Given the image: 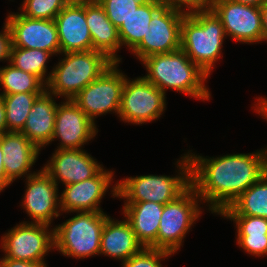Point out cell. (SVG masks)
Here are the masks:
<instances>
[{
  "instance_id": "6da1fadb",
  "label": "cell",
  "mask_w": 267,
  "mask_h": 267,
  "mask_svg": "<svg viewBox=\"0 0 267 267\" xmlns=\"http://www.w3.org/2000/svg\"><path fill=\"white\" fill-rule=\"evenodd\" d=\"M191 186L209 213L219 215L267 172V147L252 153L216 157L187 150Z\"/></svg>"
},
{
  "instance_id": "7a4b0ae2",
  "label": "cell",
  "mask_w": 267,
  "mask_h": 267,
  "mask_svg": "<svg viewBox=\"0 0 267 267\" xmlns=\"http://www.w3.org/2000/svg\"><path fill=\"white\" fill-rule=\"evenodd\" d=\"M141 64L147 71L143 77L165 95L167 90L171 89L197 100L211 99V91L205 84L211 77L182 49L148 56L141 61Z\"/></svg>"
},
{
  "instance_id": "3957f363",
  "label": "cell",
  "mask_w": 267,
  "mask_h": 267,
  "mask_svg": "<svg viewBox=\"0 0 267 267\" xmlns=\"http://www.w3.org/2000/svg\"><path fill=\"white\" fill-rule=\"evenodd\" d=\"M227 39L221 20L212 10L185 14L181 24V49L210 77L223 57Z\"/></svg>"
},
{
  "instance_id": "277c9868",
  "label": "cell",
  "mask_w": 267,
  "mask_h": 267,
  "mask_svg": "<svg viewBox=\"0 0 267 267\" xmlns=\"http://www.w3.org/2000/svg\"><path fill=\"white\" fill-rule=\"evenodd\" d=\"M177 174L140 175L117 180V197L124 204L135 202H155L167 204L182 195L191 186V166L189 156L183 153L176 164Z\"/></svg>"
},
{
  "instance_id": "5b68a950",
  "label": "cell",
  "mask_w": 267,
  "mask_h": 267,
  "mask_svg": "<svg viewBox=\"0 0 267 267\" xmlns=\"http://www.w3.org/2000/svg\"><path fill=\"white\" fill-rule=\"evenodd\" d=\"M63 58L48 72L46 90L63 100H72L89 83L96 80L114 62L104 53L88 50L60 53Z\"/></svg>"
},
{
  "instance_id": "8992f818",
  "label": "cell",
  "mask_w": 267,
  "mask_h": 267,
  "mask_svg": "<svg viewBox=\"0 0 267 267\" xmlns=\"http://www.w3.org/2000/svg\"><path fill=\"white\" fill-rule=\"evenodd\" d=\"M54 227V250L62 256L84 259L100 255V241L105 220V212H75Z\"/></svg>"
},
{
  "instance_id": "52a82bcc",
  "label": "cell",
  "mask_w": 267,
  "mask_h": 267,
  "mask_svg": "<svg viewBox=\"0 0 267 267\" xmlns=\"http://www.w3.org/2000/svg\"><path fill=\"white\" fill-rule=\"evenodd\" d=\"M202 201L190 186L177 199L164 205L157 235V249L173 254L183 247L184 238L203 213ZM202 208V209H201Z\"/></svg>"
},
{
  "instance_id": "ba28073f",
  "label": "cell",
  "mask_w": 267,
  "mask_h": 267,
  "mask_svg": "<svg viewBox=\"0 0 267 267\" xmlns=\"http://www.w3.org/2000/svg\"><path fill=\"white\" fill-rule=\"evenodd\" d=\"M130 79L125 78L119 120L133 125L156 122L167 108L166 95L143 75Z\"/></svg>"
},
{
  "instance_id": "9c48e42d",
  "label": "cell",
  "mask_w": 267,
  "mask_h": 267,
  "mask_svg": "<svg viewBox=\"0 0 267 267\" xmlns=\"http://www.w3.org/2000/svg\"><path fill=\"white\" fill-rule=\"evenodd\" d=\"M114 62L96 80L89 83L72 100L94 122L108 113L118 117L126 74Z\"/></svg>"
},
{
  "instance_id": "30bf717a",
  "label": "cell",
  "mask_w": 267,
  "mask_h": 267,
  "mask_svg": "<svg viewBox=\"0 0 267 267\" xmlns=\"http://www.w3.org/2000/svg\"><path fill=\"white\" fill-rule=\"evenodd\" d=\"M42 223L20 222L1 236L2 258L46 262L54 251V227Z\"/></svg>"
},
{
  "instance_id": "8fae6325",
  "label": "cell",
  "mask_w": 267,
  "mask_h": 267,
  "mask_svg": "<svg viewBox=\"0 0 267 267\" xmlns=\"http://www.w3.org/2000/svg\"><path fill=\"white\" fill-rule=\"evenodd\" d=\"M184 13L163 5L152 17L149 30L131 51L140 62L151 55L181 49V24Z\"/></svg>"
},
{
  "instance_id": "7c38bea8",
  "label": "cell",
  "mask_w": 267,
  "mask_h": 267,
  "mask_svg": "<svg viewBox=\"0 0 267 267\" xmlns=\"http://www.w3.org/2000/svg\"><path fill=\"white\" fill-rule=\"evenodd\" d=\"M114 171L104 167L92 178L81 182L65 185L60 194V211L74 212H104L101 207L103 197L109 192L112 198L117 197V183L114 181ZM112 186V187H111Z\"/></svg>"
},
{
  "instance_id": "4fadbf2b",
  "label": "cell",
  "mask_w": 267,
  "mask_h": 267,
  "mask_svg": "<svg viewBox=\"0 0 267 267\" xmlns=\"http://www.w3.org/2000/svg\"><path fill=\"white\" fill-rule=\"evenodd\" d=\"M211 10L221 20L225 34L242 44L263 43L261 7L232 0H214Z\"/></svg>"
},
{
  "instance_id": "5bb4252c",
  "label": "cell",
  "mask_w": 267,
  "mask_h": 267,
  "mask_svg": "<svg viewBox=\"0 0 267 267\" xmlns=\"http://www.w3.org/2000/svg\"><path fill=\"white\" fill-rule=\"evenodd\" d=\"M25 193L21 207L32 221L52 226L54 218L62 215L60 211L59 186L42 170L25 178ZM59 193V194H58Z\"/></svg>"
},
{
  "instance_id": "9a60e30c",
  "label": "cell",
  "mask_w": 267,
  "mask_h": 267,
  "mask_svg": "<svg viewBox=\"0 0 267 267\" xmlns=\"http://www.w3.org/2000/svg\"><path fill=\"white\" fill-rule=\"evenodd\" d=\"M97 134L96 123L73 100L59 102L51 140L59 141L55 149H83Z\"/></svg>"
},
{
  "instance_id": "2e32d148",
  "label": "cell",
  "mask_w": 267,
  "mask_h": 267,
  "mask_svg": "<svg viewBox=\"0 0 267 267\" xmlns=\"http://www.w3.org/2000/svg\"><path fill=\"white\" fill-rule=\"evenodd\" d=\"M5 21L11 31L12 46L45 50L53 56L61 53L54 20L33 19L19 12H10Z\"/></svg>"
},
{
  "instance_id": "e0dca14e",
  "label": "cell",
  "mask_w": 267,
  "mask_h": 267,
  "mask_svg": "<svg viewBox=\"0 0 267 267\" xmlns=\"http://www.w3.org/2000/svg\"><path fill=\"white\" fill-rule=\"evenodd\" d=\"M103 167L85 149H55L42 170L57 186H65L90 179Z\"/></svg>"
},
{
  "instance_id": "ac0fdd59",
  "label": "cell",
  "mask_w": 267,
  "mask_h": 267,
  "mask_svg": "<svg viewBox=\"0 0 267 267\" xmlns=\"http://www.w3.org/2000/svg\"><path fill=\"white\" fill-rule=\"evenodd\" d=\"M0 145L4 153L5 188L15 180L35 174L31 171L41 154V150L21 132H5L0 135Z\"/></svg>"
},
{
  "instance_id": "d6986e66",
  "label": "cell",
  "mask_w": 267,
  "mask_h": 267,
  "mask_svg": "<svg viewBox=\"0 0 267 267\" xmlns=\"http://www.w3.org/2000/svg\"><path fill=\"white\" fill-rule=\"evenodd\" d=\"M61 53L93 50L85 4L68 3L54 19Z\"/></svg>"
},
{
  "instance_id": "ffe728a7",
  "label": "cell",
  "mask_w": 267,
  "mask_h": 267,
  "mask_svg": "<svg viewBox=\"0 0 267 267\" xmlns=\"http://www.w3.org/2000/svg\"><path fill=\"white\" fill-rule=\"evenodd\" d=\"M55 95L45 90L34 101L28 114L23 133L40 150L51 144L54 133L57 105Z\"/></svg>"
},
{
  "instance_id": "44dd1931",
  "label": "cell",
  "mask_w": 267,
  "mask_h": 267,
  "mask_svg": "<svg viewBox=\"0 0 267 267\" xmlns=\"http://www.w3.org/2000/svg\"><path fill=\"white\" fill-rule=\"evenodd\" d=\"M85 17L93 50L104 53L113 62L122 63V57L117 55L122 49L118 28L108 19L98 1L85 4Z\"/></svg>"
},
{
  "instance_id": "7402d4cb",
  "label": "cell",
  "mask_w": 267,
  "mask_h": 267,
  "mask_svg": "<svg viewBox=\"0 0 267 267\" xmlns=\"http://www.w3.org/2000/svg\"><path fill=\"white\" fill-rule=\"evenodd\" d=\"M144 247L138 242L131 225L124 220L108 216L101 234L100 255L121 261L138 254Z\"/></svg>"
},
{
  "instance_id": "603a6c76",
  "label": "cell",
  "mask_w": 267,
  "mask_h": 267,
  "mask_svg": "<svg viewBox=\"0 0 267 267\" xmlns=\"http://www.w3.org/2000/svg\"><path fill=\"white\" fill-rule=\"evenodd\" d=\"M163 204L155 202H135L124 204L123 217L129 222L138 242L144 248L157 249V235Z\"/></svg>"
},
{
  "instance_id": "cb8c5ba5",
  "label": "cell",
  "mask_w": 267,
  "mask_h": 267,
  "mask_svg": "<svg viewBox=\"0 0 267 267\" xmlns=\"http://www.w3.org/2000/svg\"><path fill=\"white\" fill-rule=\"evenodd\" d=\"M236 228V243L241 250L254 257L267 256V218L257 216H221Z\"/></svg>"
},
{
  "instance_id": "d4e9b609",
  "label": "cell",
  "mask_w": 267,
  "mask_h": 267,
  "mask_svg": "<svg viewBox=\"0 0 267 267\" xmlns=\"http://www.w3.org/2000/svg\"><path fill=\"white\" fill-rule=\"evenodd\" d=\"M162 0H146L118 28L122 45L131 52L149 30L153 15L163 6Z\"/></svg>"
},
{
  "instance_id": "484cf974",
  "label": "cell",
  "mask_w": 267,
  "mask_h": 267,
  "mask_svg": "<svg viewBox=\"0 0 267 267\" xmlns=\"http://www.w3.org/2000/svg\"><path fill=\"white\" fill-rule=\"evenodd\" d=\"M219 215L267 218V172Z\"/></svg>"
},
{
  "instance_id": "4316f807",
  "label": "cell",
  "mask_w": 267,
  "mask_h": 267,
  "mask_svg": "<svg viewBox=\"0 0 267 267\" xmlns=\"http://www.w3.org/2000/svg\"><path fill=\"white\" fill-rule=\"evenodd\" d=\"M53 55L50 52L39 49H27L12 46L10 64L22 71L37 76L47 85L51 75L47 73V63Z\"/></svg>"
},
{
  "instance_id": "83f0119b",
  "label": "cell",
  "mask_w": 267,
  "mask_h": 267,
  "mask_svg": "<svg viewBox=\"0 0 267 267\" xmlns=\"http://www.w3.org/2000/svg\"><path fill=\"white\" fill-rule=\"evenodd\" d=\"M43 92L0 94L5 105L7 132H21L34 101Z\"/></svg>"
},
{
  "instance_id": "f1b7e54d",
  "label": "cell",
  "mask_w": 267,
  "mask_h": 267,
  "mask_svg": "<svg viewBox=\"0 0 267 267\" xmlns=\"http://www.w3.org/2000/svg\"><path fill=\"white\" fill-rule=\"evenodd\" d=\"M0 94L44 92L46 85L35 75L15 68L8 63L0 67Z\"/></svg>"
},
{
  "instance_id": "f546056e",
  "label": "cell",
  "mask_w": 267,
  "mask_h": 267,
  "mask_svg": "<svg viewBox=\"0 0 267 267\" xmlns=\"http://www.w3.org/2000/svg\"><path fill=\"white\" fill-rule=\"evenodd\" d=\"M67 4L66 0H23L18 10L33 19L54 20Z\"/></svg>"
},
{
  "instance_id": "4dcf8cb0",
  "label": "cell",
  "mask_w": 267,
  "mask_h": 267,
  "mask_svg": "<svg viewBox=\"0 0 267 267\" xmlns=\"http://www.w3.org/2000/svg\"><path fill=\"white\" fill-rule=\"evenodd\" d=\"M111 23L119 28L146 0H97Z\"/></svg>"
},
{
  "instance_id": "1f68e13d",
  "label": "cell",
  "mask_w": 267,
  "mask_h": 267,
  "mask_svg": "<svg viewBox=\"0 0 267 267\" xmlns=\"http://www.w3.org/2000/svg\"><path fill=\"white\" fill-rule=\"evenodd\" d=\"M172 255L163 250L143 248L138 254L124 261L121 267H163L161 261L168 260Z\"/></svg>"
},
{
  "instance_id": "d6a6232c",
  "label": "cell",
  "mask_w": 267,
  "mask_h": 267,
  "mask_svg": "<svg viewBox=\"0 0 267 267\" xmlns=\"http://www.w3.org/2000/svg\"><path fill=\"white\" fill-rule=\"evenodd\" d=\"M163 4L184 14L211 10L214 0H162Z\"/></svg>"
},
{
  "instance_id": "836d02e7",
  "label": "cell",
  "mask_w": 267,
  "mask_h": 267,
  "mask_svg": "<svg viewBox=\"0 0 267 267\" xmlns=\"http://www.w3.org/2000/svg\"><path fill=\"white\" fill-rule=\"evenodd\" d=\"M0 31V61L6 63L10 62L11 48H12V36L7 22H4Z\"/></svg>"
},
{
  "instance_id": "e575fe53",
  "label": "cell",
  "mask_w": 267,
  "mask_h": 267,
  "mask_svg": "<svg viewBox=\"0 0 267 267\" xmlns=\"http://www.w3.org/2000/svg\"><path fill=\"white\" fill-rule=\"evenodd\" d=\"M46 262H31L15 260L11 258H1L0 267H47Z\"/></svg>"
},
{
  "instance_id": "d590c367",
  "label": "cell",
  "mask_w": 267,
  "mask_h": 267,
  "mask_svg": "<svg viewBox=\"0 0 267 267\" xmlns=\"http://www.w3.org/2000/svg\"><path fill=\"white\" fill-rule=\"evenodd\" d=\"M255 99H257V101H255L252 105V109L256 112V114L258 113L263 119L267 121V97L259 96Z\"/></svg>"
},
{
  "instance_id": "8d00e7d4",
  "label": "cell",
  "mask_w": 267,
  "mask_h": 267,
  "mask_svg": "<svg viewBox=\"0 0 267 267\" xmlns=\"http://www.w3.org/2000/svg\"><path fill=\"white\" fill-rule=\"evenodd\" d=\"M7 132L5 105L0 95V135Z\"/></svg>"
},
{
  "instance_id": "74e56055",
  "label": "cell",
  "mask_w": 267,
  "mask_h": 267,
  "mask_svg": "<svg viewBox=\"0 0 267 267\" xmlns=\"http://www.w3.org/2000/svg\"><path fill=\"white\" fill-rule=\"evenodd\" d=\"M4 153L0 145V193L5 190V169H4Z\"/></svg>"
},
{
  "instance_id": "f35d334b",
  "label": "cell",
  "mask_w": 267,
  "mask_h": 267,
  "mask_svg": "<svg viewBox=\"0 0 267 267\" xmlns=\"http://www.w3.org/2000/svg\"><path fill=\"white\" fill-rule=\"evenodd\" d=\"M262 25H263V42H267V2L261 6Z\"/></svg>"
},
{
  "instance_id": "ab89813d",
  "label": "cell",
  "mask_w": 267,
  "mask_h": 267,
  "mask_svg": "<svg viewBox=\"0 0 267 267\" xmlns=\"http://www.w3.org/2000/svg\"><path fill=\"white\" fill-rule=\"evenodd\" d=\"M232 1L256 7H261L264 3L267 2V0H232Z\"/></svg>"
},
{
  "instance_id": "60d3db41",
  "label": "cell",
  "mask_w": 267,
  "mask_h": 267,
  "mask_svg": "<svg viewBox=\"0 0 267 267\" xmlns=\"http://www.w3.org/2000/svg\"><path fill=\"white\" fill-rule=\"evenodd\" d=\"M97 0H66L67 3H74V4H87V3H93Z\"/></svg>"
}]
</instances>
